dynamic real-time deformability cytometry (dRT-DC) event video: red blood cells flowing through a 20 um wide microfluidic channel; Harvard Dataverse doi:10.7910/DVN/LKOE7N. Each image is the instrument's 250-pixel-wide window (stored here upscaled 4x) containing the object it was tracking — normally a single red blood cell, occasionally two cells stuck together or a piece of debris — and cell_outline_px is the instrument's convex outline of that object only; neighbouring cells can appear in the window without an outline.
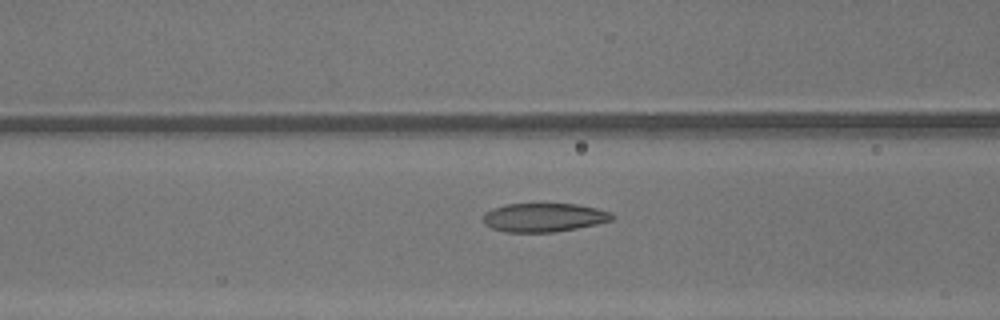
{"species": "common noctule bat (a hibernating species)", "species_latin": "Nyctalus noctula", "temperature_condition": "warm", "stored_images_in_passage": 42, "camera_frame_rate_fps": 3000, "um_per_image_px": 0.085, "animal": {"sex": "male", "body_mass_g": 13.3}, "frame": {"image": 1, "passage_image": 14, "time_ms": 4.333, "image_size_px": [1000, 320], "cell_outline_px": [[616, 216], [612, 220], [596, 224], [576, 228], [552, 232], [504, 232], [492, 228], [484, 224], [484, 212], [504, 204], [576, 204], [596, 208], [612, 212]], "centroid_in_image_um": [46.24, 18.48], "position_along_channel_um": 120.4, "area_um2": 21.56}}
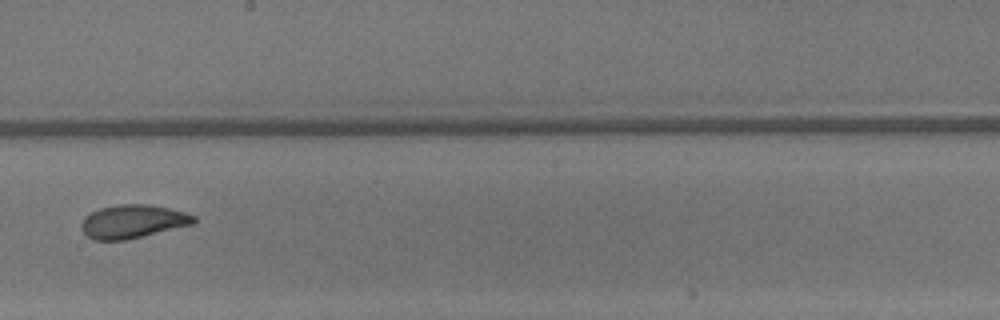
{"frame": {"image": 2, "passage_image": 22, "time_ms": 7.0, "image_size_px": [1000, 320], "cell_outline_px": [[196, 224], [124, 240], [92, 240], [80, 228], [80, 224], [84, 216], [100, 208], [120, 204], [148, 204], [168, 208], [184, 212], [196, 216]], "centroid_in_image_um": [11.29, 18.82], "position_along_channel_um": 236.9, "area_um2": 21.96}}
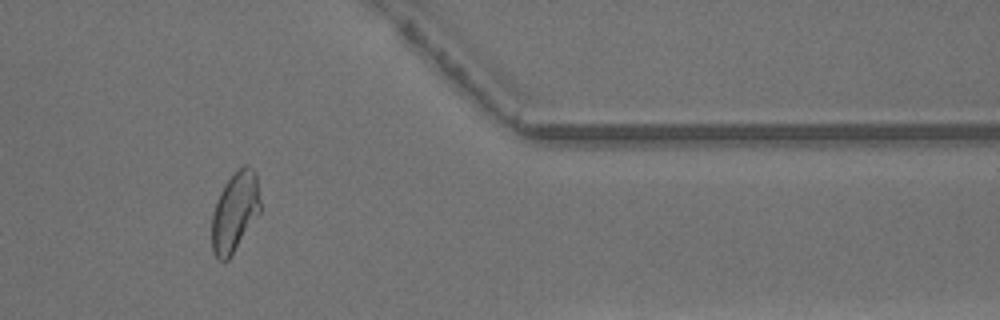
{"frame": {"image": 3, "passage_image": 34, "time_ms": 11.0, "image_size_px": [1000, 320], "cell_outline_px": [[260, 212], [228, 260], [220, 260], [212, 252], [212, 216], [216, 200], [224, 184], [244, 164], [248, 164], [256, 172], [260, 200]], "centroid_in_image_um": [19.96, 17.99], "position_along_channel_um": 391.4, "area_um2": 22.31}, "authors_computed_cell_mechanics": {"area_um2": 22.6287, "velocity_mm_per_s": 4.3654, "shape_relaxation_time_tau1_ms": 5.6276, "shape_relaxation_time_tau2_ms": 1.1949, "deformation_change_tau1": 0.1869, "deformation_change_tau2": 0.0803}}